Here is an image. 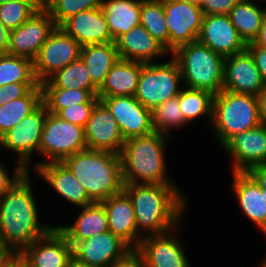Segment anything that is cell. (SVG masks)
<instances>
[{
    "label": "cell",
    "instance_id": "obj_46",
    "mask_svg": "<svg viewBox=\"0 0 266 267\" xmlns=\"http://www.w3.org/2000/svg\"><path fill=\"white\" fill-rule=\"evenodd\" d=\"M247 173L255 180V182L264 189L266 198V164L252 166Z\"/></svg>",
    "mask_w": 266,
    "mask_h": 267
},
{
    "label": "cell",
    "instance_id": "obj_14",
    "mask_svg": "<svg viewBox=\"0 0 266 267\" xmlns=\"http://www.w3.org/2000/svg\"><path fill=\"white\" fill-rule=\"evenodd\" d=\"M131 250L120 237L107 231L77 242L72 247V255L77 261L93 267H109Z\"/></svg>",
    "mask_w": 266,
    "mask_h": 267
},
{
    "label": "cell",
    "instance_id": "obj_11",
    "mask_svg": "<svg viewBox=\"0 0 266 267\" xmlns=\"http://www.w3.org/2000/svg\"><path fill=\"white\" fill-rule=\"evenodd\" d=\"M81 47L72 36L56 27L33 61L37 81L41 84L56 71L78 60Z\"/></svg>",
    "mask_w": 266,
    "mask_h": 267
},
{
    "label": "cell",
    "instance_id": "obj_51",
    "mask_svg": "<svg viewBox=\"0 0 266 267\" xmlns=\"http://www.w3.org/2000/svg\"><path fill=\"white\" fill-rule=\"evenodd\" d=\"M68 267H93V266L81 263L72 257L68 263Z\"/></svg>",
    "mask_w": 266,
    "mask_h": 267
},
{
    "label": "cell",
    "instance_id": "obj_29",
    "mask_svg": "<svg viewBox=\"0 0 266 267\" xmlns=\"http://www.w3.org/2000/svg\"><path fill=\"white\" fill-rule=\"evenodd\" d=\"M80 58L87 67L91 81L98 89L104 83L109 70L120 59L115 42L82 46Z\"/></svg>",
    "mask_w": 266,
    "mask_h": 267
},
{
    "label": "cell",
    "instance_id": "obj_50",
    "mask_svg": "<svg viewBox=\"0 0 266 267\" xmlns=\"http://www.w3.org/2000/svg\"><path fill=\"white\" fill-rule=\"evenodd\" d=\"M20 253H11L1 264L0 267H16L21 261Z\"/></svg>",
    "mask_w": 266,
    "mask_h": 267
},
{
    "label": "cell",
    "instance_id": "obj_2",
    "mask_svg": "<svg viewBox=\"0 0 266 267\" xmlns=\"http://www.w3.org/2000/svg\"><path fill=\"white\" fill-rule=\"evenodd\" d=\"M132 201L137 232L145 236L164 234L178 227L186 199L175 184H124ZM147 231L148 235H144Z\"/></svg>",
    "mask_w": 266,
    "mask_h": 267
},
{
    "label": "cell",
    "instance_id": "obj_32",
    "mask_svg": "<svg viewBox=\"0 0 266 267\" xmlns=\"http://www.w3.org/2000/svg\"><path fill=\"white\" fill-rule=\"evenodd\" d=\"M42 102V88H32L24 97L0 106V138L20 123Z\"/></svg>",
    "mask_w": 266,
    "mask_h": 267
},
{
    "label": "cell",
    "instance_id": "obj_41",
    "mask_svg": "<svg viewBox=\"0 0 266 267\" xmlns=\"http://www.w3.org/2000/svg\"><path fill=\"white\" fill-rule=\"evenodd\" d=\"M32 88H41L40 83H12L0 86V106L24 97Z\"/></svg>",
    "mask_w": 266,
    "mask_h": 267
},
{
    "label": "cell",
    "instance_id": "obj_39",
    "mask_svg": "<svg viewBox=\"0 0 266 267\" xmlns=\"http://www.w3.org/2000/svg\"><path fill=\"white\" fill-rule=\"evenodd\" d=\"M104 0H51L44 8L59 27L69 17L85 10L100 8Z\"/></svg>",
    "mask_w": 266,
    "mask_h": 267
},
{
    "label": "cell",
    "instance_id": "obj_33",
    "mask_svg": "<svg viewBox=\"0 0 266 267\" xmlns=\"http://www.w3.org/2000/svg\"><path fill=\"white\" fill-rule=\"evenodd\" d=\"M47 80L57 88L88 90L93 96H97L98 88L91 81L81 58L56 71Z\"/></svg>",
    "mask_w": 266,
    "mask_h": 267
},
{
    "label": "cell",
    "instance_id": "obj_45",
    "mask_svg": "<svg viewBox=\"0 0 266 267\" xmlns=\"http://www.w3.org/2000/svg\"><path fill=\"white\" fill-rule=\"evenodd\" d=\"M109 267H145L141 254L132 249L124 257L114 261Z\"/></svg>",
    "mask_w": 266,
    "mask_h": 267
},
{
    "label": "cell",
    "instance_id": "obj_57",
    "mask_svg": "<svg viewBox=\"0 0 266 267\" xmlns=\"http://www.w3.org/2000/svg\"><path fill=\"white\" fill-rule=\"evenodd\" d=\"M260 267H266V259L262 262Z\"/></svg>",
    "mask_w": 266,
    "mask_h": 267
},
{
    "label": "cell",
    "instance_id": "obj_23",
    "mask_svg": "<svg viewBox=\"0 0 266 267\" xmlns=\"http://www.w3.org/2000/svg\"><path fill=\"white\" fill-rule=\"evenodd\" d=\"M115 45L120 59L142 63H152L154 57L170 54V52L140 24L121 35L115 41Z\"/></svg>",
    "mask_w": 266,
    "mask_h": 267
},
{
    "label": "cell",
    "instance_id": "obj_37",
    "mask_svg": "<svg viewBox=\"0 0 266 267\" xmlns=\"http://www.w3.org/2000/svg\"><path fill=\"white\" fill-rule=\"evenodd\" d=\"M152 124L154 131L166 136H170L171 128L188 124L179 107V95L158 105L152 111Z\"/></svg>",
    "mask_w": 266,
    "mask_h": 267
},
{
    "label": "cell",
    "instance_id": "obj_31",
    "mask_svg": "<svg viewBox=\"0 0 266 267\" xmlns=\"http://www.w3.org/2000/svg\"><path fill=\"white\" fill-rule=\"evenodd\" d=\"M42 102L48 112L57 114L61 109L81 103H97L100 99L88 90L65 89L54 87L48 80L43 81Z\"/></svg>",
    "mask_w": 266,
    "mask_h": 267
},
{
    "label": "cell",
    "instance_id": "obj_38",
    "mask_svg": "<svg viewBox=\"0 0 266 267\" xmlns=\"http://www.w3.org/2000/svg\"><path fill=\"white\" fill-rule=\"evenodd\" d=\"M40 8L37 0L6 2L0 4V20L11 31L26 22Z\"/></svg>",
    "mask_w": 266,
    "mask_h": 267
},
{
    "label": "cell",
    "instance_id": "obj_35",
    "mask_svg": "<svg viewBox=\"0 0 266 267\" xmlns=\"http://www.w3.org/2000/svg\"><path fill=\"white\" fill-rule=\"evenodd\" d=\"M12 83H39L32 60L10 54L0 56V86Z\"/></svg>",
    "mask_w": 266,
    "mask_h": 267
},
{
    "label": "cell",
    "instance_id": "obj_16",
    "mask_svg": "<svg viewBox=\"0 0 266 267\" xmlns=\"http://www.w3.org/2000/svg\"><path fill=\"white\" fill-rule=\"evenodd\" d=\"M222 147L233 157V172H247L252 166L266 164V125L235 134Z\"/></svg>",
    "mask_w": 266,
    "mask_h": 267
},
{
    "label": "cell",
    "instance_id": "obj_25",
    "mask_svg": "<svg viewBox=\"0 0 266 267\" xmlns=\"http://www.w3.org/2000/svg\"><path fill=\"white\" fill-rule=\"evenodd\" d=\"M232 174L234 183L231 186L243 213L265 234L266 198L264 189H261L247 172H232Z\"/></svg>",
    "mask_w": 266,
    "mask_h": 267
},
{
    "label": "cell",
    "instance_id": "obj_24",
    "mask_svg": "<svg viewBox=\"0 0 266 267\" xmlns=\"http://www.w3.org/2000/svg\"><path fill=\"white\" fill-rule=\"evenodd\" d=\"M37 174L62 197L77 207L94 203L72 172L62 162L42 163L35 168Z\"/></svg>",
    "mask_w": 266,
    "mask_h": 267
},
{
    "label": "cell",
    "instance_id": "obj_21",
    "mask_svg": "<svg viewBox=\"0 0 266 267\" xmlns=\"http://www.w3.org/2000/svg\"><path fill=\"white\" fill-rule=\"evenodd\" d=\"M59 27L81 46L114 42L101 7L81 11L69 17Z\"/></svg>",
    "mask_w": 266,
    "mask_h": 267
},
{
    "label": "cell",
    "instance_id": "obj_55",
    "mask_svg": "<svg viewBox=\"0 0 266 267\" xmlns=\"http://www.w3.org/2000/svg\"><path fill=\"white\" fill-rule=\"evenodd\" d=\"M16 267H28V265L22 260Z\"/></svg>",
    "mask_w": 266,
    "mask_h": 267
},
{
    "label": "cell",
    "instance_id": "obj_10",
    "mask_svg": "<svg viewBox=\"0 0 266 267\" xmlns=\"http://www.w3.org/2000/svg\"><path fill=\"white\" fill-rule=\"evenodd\" d=\"M163 6L170 54L182 45L197 41L204 18L200 6L178 0H163Z\"/></svg>",
    "mask_w": 266,
    "mask_h": 267
},
{
    "label": "cell",
    "instance_id": "obj_42",
    "mask_svg": "<svg viewBox=\"0 0 266 267\" xmlns=\"http://www.w3.org/2000/svg\"><path fill=\"white\" fill-rule=\"evenodd\" d=\"M240 0H201L200 8L204 15H229Z\"/></svg>",
    "mask_w": 266,
    "mask_h": 267
},
{
    "label": "cell",
    "instance_id": "obj_43",
    "mask_svg": "<svg viewBox=\"0 0 266 267\" xmlns=\"http://www.w3.org/2000/svg\"><path fill=\"white\" fill-rule=\"evenodd\" d=\"M7 167L0 162V197L4 195L26 172L27 170L18 163L14 175L10 177Z\"/></svg>",
    "mask_w": 266,
    "mask_h": 267
},
{
    "label": "cell",
    "instance_id": "obj_52",
    "mask_svg": "<svg viewBox=\"0 0 266 267\" xmlns=\"http://www.w3.org/2000/svg\"><path fill=\"white\" fill-rule=\"evenodd\" d=\"M11 254V252L4 248L1 244H0V264Z\"/></svg>",
    "mask_w": 266,
    "mask_h": 267
},
{
    "label": "cell",
    "instance_id": "obj_3",
    "mask_svg": "<svg viewBox=\"0 0 266 267\" xmlns=\"http://www.w3.org/2000/svg\"><path fill=\"white\" fill-rule=\"evenodd\" d=\"M62 163L94 202H102L123 191L120 154L84 149L65 158Z\"/></svg>",
    "mask_w": 266,
    "mask_h": 267
},
{
    "label": "cell",
    "instance_id": "obj_54",
    "mask_svg": "<svg viewBox=\"0 0 266 267\" xmlns=\"http://www.w3.org/2000/svg\"><path fill=\"white\" fill-rule=\"evenodd\" d=\"M178 1H186V2H191L196 5H200L201 0H178Z\"/></svg>",
    "mask_w": 266,
    "mask_h": 267
},
{
    "label": "cell",
    "instance_id": "obj_40",
    "mask_svg": "<svg viewBox=\"0 0 266 267\" xmlns=\"http://www.w3.org/2000/svg\"><path fill=\"white\" fill-rule=\"evenodd\" d=\"M96 103H81L61 109L56 115L62 120L85 127Z\"/></svg>",
    "mask_w": 266,
    "mask_h": 267
},
{
    "label": "cell",
    "instance_id": "obj_15",
    "mask_svg": "<svg viewBox=\"0 0 266 267\" xmlns=\"http://www.w3.org/2000/svg\"><path fill=\"white\" fill-rule=\"evenodd\" d=\"M84 132L87 149L121 153L125 140L114 116L101 100L93 108Z\"/></svg>",
    "mask_w": 266,
    "mask_h": 267
},
{
    "label": "cell",
    "instance_id": "obj_4",
    "mask_svg": "<svg viewBox=\"0 0 266 267\" xmlns=\"http://www.w3.org/2000/svg\"><path fill=\"white\" fill-rule=\"evenodd\" d=\"M167 137L153 131L125 140L120 153L124 184H176L167 177Z\"/></svg>",
    "mask_w": 266,
    "mask_h": 267
},
{
    "label": "cell",
    "instance_id": "obj_53",
    "mask_svg": "<svg viewBox=\"0 0 266 267\" xmlns=\"http://www.w3.org/2000/svg\"><path fill=\"white\" fill-rule=\"evenodd\" d=\"M40 7H45L51 0H37Z\"/></svg>",
    "mask_w": 266,
    "mask_h": 267
},
{
    "label": "cell",
    "instance_id": "obj_22",
    "mask_svg": "<svg viewBox=\"0 0 266 267\" xmlns=\"http://www.w3.org/2000/svg\"><path fill=\"white\" fill-rule=\"evenodd\" d=\"M101 203L108 216L109 231L120 237L132 249H136L142 240V235L137 232L134 208L129 196L122 191Z\"/></svg>",
    "mask_w": 266,
    "mask_h": 267
},
{
    "label": "cell",
    "instance_id": "obj_9",
    "mask_svg": "<svg viewBox=\"0 0 266 267\" xmlns=\"http://www.w3.org/2000/svg\"><path fill=\"white\" fill-rule=\"evenodd\" d=\"M47 114V107L41 102L20 123L0 138V146L18 154V163L27 171H30L28 165L33 152L35 150L39 152L41 134Z\"/></svg>",
    "mask_w": 266,
    "mask_h": 267
},
{
    "label": "cell",
    "instance_id": "obj_48",
    "mask_svg": "<svg viewBox=\"0 0 266 267\" xmlns=\"http://www.w3.org/2000/svg\"><path fill=\"white\" fill-rule=\"evenodd\" d=\"M256 97L258 101L261 122L266 125V85Z\"/></svg>",
    "mask_w": 266,
    "mask_h": 267
},
{
    "label": "cell",
    "instance_id": "obj_18",
    "mask_svg": "<svg viewBox=\"0 0 266 267\" xmlns=\"http://www.w3.org/2000/svg\"><path fill=\"white\" fill-rule=\"evenodd\" d=\"M265 85L247 49L224 58L223 90L257 96Z\"/></svg>",
    "mask_w": 266,
    "mask_h": 267
},
{
    "label": "cell",
    "instance_id": "obj_6",
    "mask_svg": "<svg viewBox=\"0 0 266 267\" xmlns=\"http://www.w3.org/2000/svg\"><path fill=\"white\" fill-rule=\"evenodd\" d=\"M212 128L223 146L235 134L259 124L257 97L253 94L221 90L213 98Z\"/></svg>",
    "mask_w": 266,
    "mask_h": 267
},
{
    "label": "cell",
    "instance_id": "obj_28",
    "mask_svg": "<svg viewBox=\"0 0 266 267\" xmlns=\"http://www.w3.org/2000/svg\"><path fill=\"white\" fill-rule=\"evenodd\" d=\"M101 8L114 42L140 24L141 0H104Z\"/></svg>",
    "mask_w": 266,
    "mask_h": 267
},
{
    "label": "cell",
    "instance_id": "obj_17",
    "mask_svg": "<svg viewBox=\"0 0 266 267\" xmlns=\"http://www.w3.org/2000/svg\"><path fill=\"white\" fill-rule=\"evenodd\" d=\"M20 254L28 267H68L73 257L72 245L56 227Z\"/></svg>",
    "mask_w": 266,
    "mask_h": 267
},
{
    "label": "cell",
    "instance_id": "obj_47",
    "mask_svg": "<svg viewBox=\"0 0 266 267\" xmlns=\"http://www.w3.org/2000/svg\"><path fill=\"white\" fill-rule=\"evenodd\" d=\"M9 33L10 31L0 20V56L8 54Z\"/></svg>",
    "mask_w": 266,
    "mask_h": 267
},
{
    "label": "cell",
    "instance_id": "obj_49",
    "mask_svg": "<svg viewBox=\"0 0 266 267\" xmlns=\"http://www.w3.org/2000/svg\"><path fill=\"white\" fill-rule=\"evenodd\" d=\"M252 43L255 46L266 48V14L263 18L259 33Z\"/></svg>",
    "mask_w": 266,
    "mask_h": 267
},
{
    "label": "cell",
    "instance_id": "obj_26",
    "mask_svg": "<svg viewBox=\"0 0 266 267\" xmlns=\"http://www.w3.org/2000/svg\"><path fill=\"white\" fill-rule=\"evenodd\" d=\"M81 213L73 225L55 226L72 247L82 240L109 231L108 216L101 202H94L81 208Z\"/></svg>",
    "mask_w": 266,
    "mask_h": 267
},
{
    "label": "cell",
    "instance_id": "obj_44",
    "mask_svg": "<svg viewBox=\"0 0 266 267\" xmlns=\"http://www.w3.org/2000/svg\"><path fill=\"white\" fill-rule=\"evenodd\" d=\"M246 49L252 55L263 81L266 83V48L255 46L252 42L247 43Z\"/></svg>",
    "mask_w": 266,
    "mask_h": 267
},
{
    "label": "cell",
    "instance_id": "obj_34",
    "mask_svg": "<svg viewBox=\"0 0 266 267\" xmlns=\"http://www.w3.org/2000/svg\"><path fill=\"white\" fill-rule=\"evenodd\" d=\"M140 25L169 51L163 0H141Z\"/></svg>",
    "mask_w": 266,
    "mask_h": 267
},
{
    "label": "cell",
    "instance_id": "obj_30",
    "mask_svg": "<svg viewBox=\"0 0 266 267\" xmlns=\"http://www.w3.org/2000/svg\"><path fill=\"white\" fill-rule=\"evenodd\" d=\"M266 9L259 8L253 1L240 0L230 11L231 23L244 42L250 43L257 37Z\"/></svg>",
    "mask_w": 266,
    "mask_h": 267
},
{
    "label": "cell",
    "instance_id": "obj_1",
    "mask_svg": "<svg viewBox=\"0 0 266 267\" xmlns=\"http://www.w3.org/2000/svg\"><path fill=\"white\" fill-rule=\"evenodd\" d=\"M27 171L0 197V244L11 253H21L54 226L38 221V210Z\"/></svg>",
    "mask_w": 266,
    "mask_h": 267
},
{
    "label": "cell",
    "instance_id": "obj_13",
    "mask_svg": "<svg viewBox=\"0 0 266 267\" xmlns=\"http://www.w3.org/2000/svg\"><path fill=\"white\" fill-rule=\"evenodd\" d=\"M114 116L124 140L154 131L152 112L135 96L99 97Z\"/></svg>",
    "mask_w": 266,
    "mask_h": 267
},
{
    "label": "cell",
    "instance_id": "obj_20",
    "mask_svg": "<svg viewBox=\"0 0 266 267\" xmlns=\"http://www.w3.org/2000/svg\"><path fill=\"white\" fill-rule=\"evenodd\" d=\"M171 231L142 238L136 250L145 267H190L180 240Z\"/></svg>",
    "mask_w": 266,
    "mask_h": 267
},
{
    "label": "cell",
    "instance_id": "obj_5",
    "mask_svg": "<svg viewBox=\"0 0 266 267\" xmlns=\"http://www.w3.org/2000/svg\"><path fill=\"white\" fill-rule=\"evenodd\" d=\"M172 57L178 62L187 88L213 95L223 90L224 57L198 40L178 47Z\"/></svg>",
    "mask_w": 266,
    "mask_h": 267
},
{
    "label": "cell",
    "instance_id": "obj_27",
    "mask_svg": "<svg viewBox=\"0 0 266 267\" xmlns=\"http://www.w3.org/2000/svg\"><path fill=\"white\" fill-rule=\"evenodd\" d=\"M142 62L119 59L98 89V97L135 96Z\"/></svg>",
    "mask_w": 266,
    "mask_h": 267
},
{
    "label": "cell",
    "instance_id": "obj_19",
    "mask_svg": "<svg viewBox=\"0 0 266 267\" xmlns=\"http://www.w3.org/2000/svg\"><path fill=\"white\" fill-rule=\"evenodd\" d=\"M224 58L246 49V43L231 23L229 15H204L197 39Z\"/></svg>",
    "mask_w": 266,
    "mask_h": 267
},
{
    "label": "cell",
    "instance_id": "obj_7",
    "mask_svg": "<svg viewBox=\"0 0 266 267\" xmlns=\"http://www.w3.org/2000/svg\"><path fill=\"white\" fill-rule=\"evenodd\" d=\"M179 81H182L181 70L174 58L160 64L142 63L135 98L152 112L179 95Z\"/></svg>",
    "mask_w": 266,
    "mask_h": 267
},
{
    "label": "cell",
    "instance_id": "obj_56",
    "mask_svg": "<svg viewBox=\"0 0 266 267\" xmlns=\"http://www.w3.org/2000/svg\"><path fill=\"white\" fill-rule=\"evenodd\" d=\"M10 1H20V0H0V4L10 2Z\"/></svg>",
    "mask_w": 266,
    "mask_h": 267
},
{
    "label": "cell",
    "instance_id": "obj_36",
    "mask_svg": "<svg viewBox=\"0 0 266 267\" xmlns=\"http://www.w3.org/2000/svg\"><path fill=\"white\" fill-rule=\"evenodd\" d=\"M214 95L206 90L181 89L179 93V107L187 123L194 119L208 115L212 121Z\"/></svg>",
    "mask_w": 266,
    "mask_h": 267
},
{
    "label": "cell",
    "instance_id": "obj_8",
    "mask_svg": "<svg viewBox=\"0 0 266 267\" xmlns=\"http://www.w3.org/2000/svg\"><path fill=\"white\" fill-rule=\"evenodd\" d=\"M87 149L84 128L62 120L56 114L48 112L41 134L39 152L49 161L62 162L65 158Z\"/></svg>",
    "mask_w": 266,
    "mask_h": 267
},
{
    "label": "cell",
    "instance_id": "obj_12",
    "mask_svg": "<svg viewBox=\"0 0 266 267\" xmlns=\"http://www.w3.org/2000/svg\"><path fill=\"white\" fill-rule=\"evenodd\" d=\"M56 27L49 12L41 7L17 29L10 31L8 54L34 61Z\"/></svg>",
    "mask_w": 266,
    "mask_h": 267
}]
</instances>
